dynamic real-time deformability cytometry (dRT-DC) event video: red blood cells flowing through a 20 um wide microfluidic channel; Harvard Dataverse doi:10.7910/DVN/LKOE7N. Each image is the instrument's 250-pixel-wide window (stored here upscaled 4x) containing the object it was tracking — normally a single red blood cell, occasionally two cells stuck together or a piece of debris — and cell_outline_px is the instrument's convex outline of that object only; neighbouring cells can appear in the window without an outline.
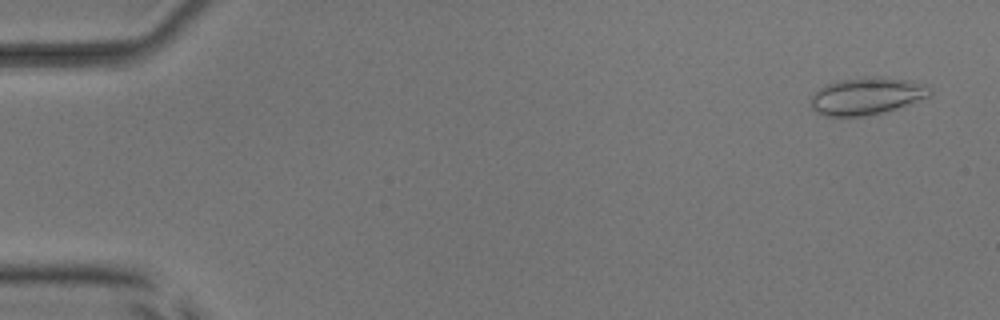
{"species": "common noctule bat (a hibernating species)", "species_latin": "Nyctalus noctula", "temperature_condition": "room temperature", "stored_images_in_passage": 54, "camera_frame_rate_fps": 3000, "um_per_image_px": 0.085, "animal": {"sex": "male", "body_mass_g": 17.9, "forearm_length_mm": 54.2}, "frame": {"image": 1, "passage_image": 3, "time_ms": 0.667, "image_size_px": [1000, 320], "cell_outline_px": [[932, 92], [928, 96], [896, 108], [884, 112], [864, 116], [824, 116], [816, 112], [812, 108], [812, 96], [820, 88], [828, 84], [840, 80], [876, 76], [880, 76], [908, 80], [928, 84], [932, 88]], "centroid_in_image_um": [73.7, 8.16], "position_along_channel_um": 11.3, "area_um2": 25.61}}
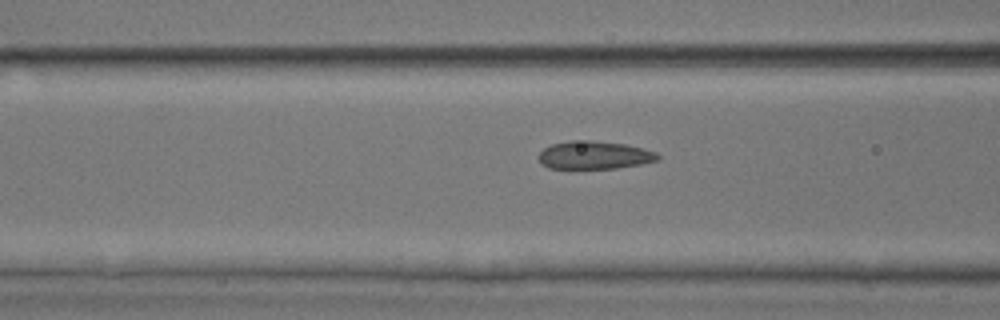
{"frame": {"image": 2, "passage_image": 22, "time_ms": 7.0, "image_size_px": [1000, 320], "cell_outline_px": [[660, 160], [640, 164], [616, 168], [548, 168], [540, 164], [536, 156], [544, 148], [552, 144], [572, 140], [592, 140], [624, 144], [644, 148], [656, 152], [660, 156]], "centroid_in_image_um": [50.5, 13.18], "position_along_channel_um": 116.1, "area_um2": 19.59}}
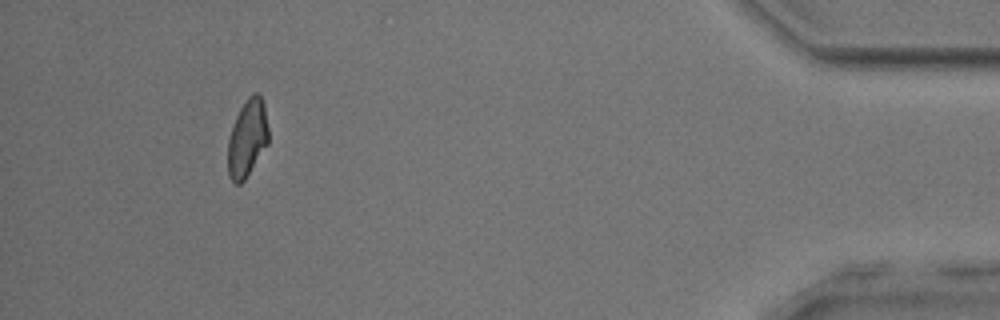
{"frame": {"image": 3, "passage_image": 50, "time_ms": 16.333, "image_size_px": [1000, 320], "cell_outline_px": [[268, 144], [244, 180], [240, 184], [236, 184], [228, 176], [228, 140], [236, 116], [240, 108], [248, 96], [252, 92], [256, 92], [260, 96], [264, 104], [268, 128]], "centroid_in_image_um": [21.02, 11.74], "position_along_channel_um": 414.2, "area_um2": 18.21}, "authors_computed_cell_mechanics": {"area_um2": 19.6231, "velocity_mm_per_s": 3.8648, "shape_relaxation_time_tau1_ms": 9.6981, "shape_relaxation_time_tau2_ms": 1.5334, "deformation_change_tau1": 0.165, "deformation_change_tau2": 0.0665}}